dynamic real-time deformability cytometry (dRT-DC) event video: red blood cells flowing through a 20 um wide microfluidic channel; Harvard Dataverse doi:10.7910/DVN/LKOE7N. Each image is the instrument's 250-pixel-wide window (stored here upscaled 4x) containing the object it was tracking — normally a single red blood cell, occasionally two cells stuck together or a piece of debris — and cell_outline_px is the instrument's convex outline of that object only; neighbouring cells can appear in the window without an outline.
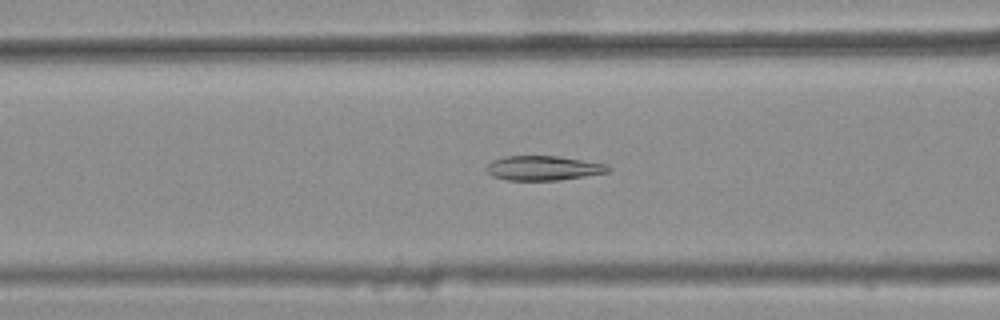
{"species": "common noctule bat (a hibernating species)", "species_latin": "Nyctalus noctula", "temperature_condition": "warm", "stored_images_in_passage": 40, "camera_frame_rate_fps": 3000, "um_per_image_px": 0.085, "animal": {"sex": "female", "body_mass_g": 25.1}, "frame": {"image": 1, "passage_image": 16, "time_ms": 5.0, "image_size_px": [1000, 320], "cell_outline_px": [[612, 168], [608, 172], [560, 180], [508, 180], [492, 176], [484, 168], [492, 160], [504, 156], [560, 156], [608, 164]], "centroid_in_image_um": [46.19, 14.28], "position_along_channel_um": 120.4, "area_um2": 17.51}}
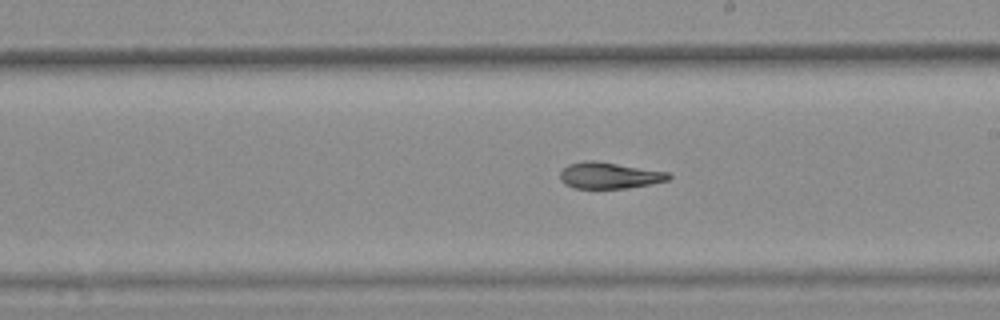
{"frame": {"image": 2, "passage_image": 25, "time_ms": 8.0, "image_size_px": [1000, 320], "cell_outline_px": [[672, 176], [668, 180], [628, 188], [572, 188], [564, 184], [560, 180], [560, 172], [568, 164], [584, 160], [592, 160], [668, 172]], "centroid_in_image_um": [51.74, 14.91], "position_along_channel_um": 237.3, "area_um2": 16.53}}
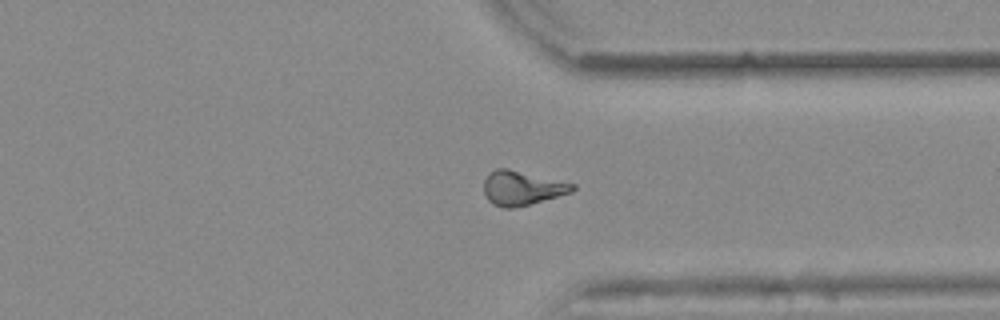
{"frame": {"image": 3, "passage_image": 35, "time_ms": 11.333, "image_size_px": [1000, 320], "cell_outline_px": [[576, 188], [572, 192], [528, 204], [512, 208], [504, 208], [492, 204], [488, 200], [484, 192], [484, 180], [488, 172], [496, 168], [508, 168], [576, 184]], "centroid_in_image_um": [44.34, 15.96], "position_along_channel_um": 367.1, "area_um2": 17.69}, "authors_computed_cell_mechanics": {"area_um2": 17.629, "velocity_mm_per_s": 3.9009, "shape_relaxation_time_tau1_ms": null, "shape_relaxation_time_tau2_ms": 3.4356, "deformation_change_tau1": null, "deformation_change_tau2": 0.0814}}